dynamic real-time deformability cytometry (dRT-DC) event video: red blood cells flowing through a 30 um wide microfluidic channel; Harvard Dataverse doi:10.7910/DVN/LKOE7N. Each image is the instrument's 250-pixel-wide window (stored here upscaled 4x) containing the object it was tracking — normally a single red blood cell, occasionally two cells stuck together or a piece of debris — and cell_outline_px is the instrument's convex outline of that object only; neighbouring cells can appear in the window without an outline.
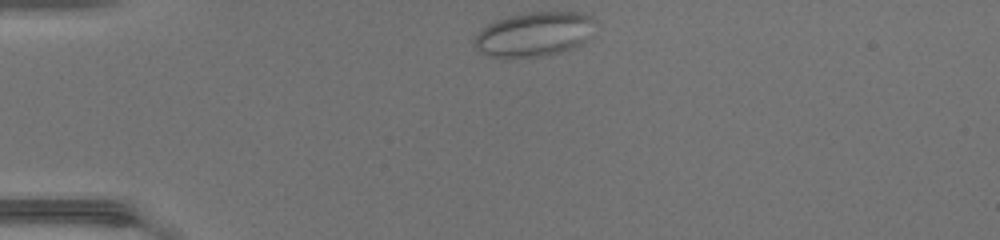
{"species": "common noctule bat (a hibernating species)", "species_latin": "Nyctalus noctula", "temperature_condition": "warm", "stored_images_in_passage": 37, "camera_frame_rate_fps": 3000, "um_per_image_px": 0.085, "animal": {"sex": "female", "body_mass_g": 17.0, "forearm_length_mm": 48.0}, "frame": {"image": 1, "passage_image": 1, "time_ms": 0.0, "image_size_px": [1000, 240], "cell_outline_px": [[596, 20], [584, 40], [580, 44], [572, 48], [560, 52], [540, 56], [488, 56], [480, 52], [476, 44], [476, 36], [488, 24], [496, 20], [508, 16], [528, 12], [576, 12], [592, 16]], "centroid_in_image_um": [45.41, 2.88], "position_along_channel_um": 39.6, "area_um2": 30.4}}
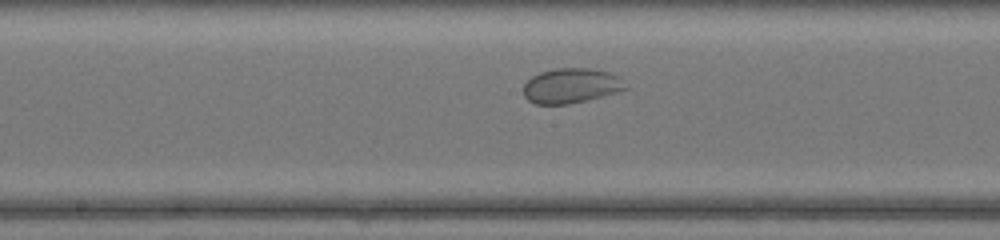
{"frame": {"image": 2, "passage_image": 15, "time_ms": 4.667, "image_size_px": [1000, 240], "cell_outline_px": [[628, 88], [616, 92], [568, 104], [536, 104], [528, 100], [524, 96], [524, 84], [532, 76], [540, 72], [556, 68], [592, 68], [608, 72], [620, 76]], "centroid_in_image_um": [48.54, 7.27], "position_along_channel_um": 199.7, "area_um2": 20.63}}
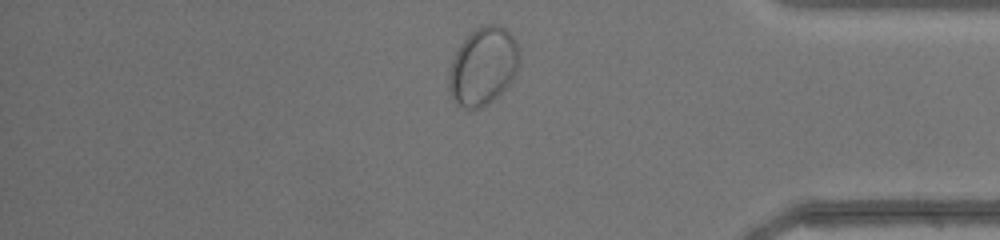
{"frame": {"image": 3, "passage_image": 30, "time_ms": 9.667, "image_size_px": [1000, 240], "cell_outline_px": [[520, 64], [516, 72], [508, 84], [492, 100], [476, 108], [464, 108], [456, 104], [448, 88], [448, 84], [452, 60], [460, 44], [476, 28], [488, 24], [496, 24], [504, 28], [516, 40], [520, 52]], "centroid_in_image_um": [41.07, 5.61], "position_along_channel_um": 394.1, "area_um2": 31.5}}